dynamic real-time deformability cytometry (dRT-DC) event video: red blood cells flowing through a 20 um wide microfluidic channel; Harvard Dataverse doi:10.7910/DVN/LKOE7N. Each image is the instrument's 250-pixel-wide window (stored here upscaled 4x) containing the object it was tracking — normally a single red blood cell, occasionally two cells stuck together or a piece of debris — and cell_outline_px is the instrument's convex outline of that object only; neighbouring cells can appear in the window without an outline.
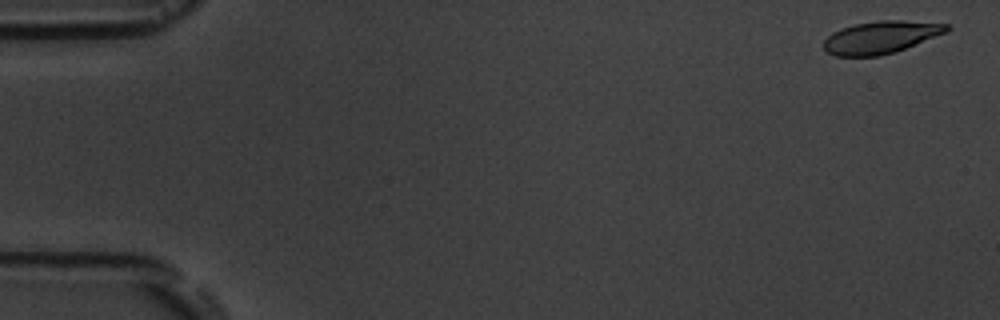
{"species": "common noctule bat (a hibernating species)", "species_latin": "Nyctalus noctula", "temperature_condition": "room temperature", "stored_images_in_passage": 15, "camera_frame_rate_fps": 3000, "um_per_image_px": 0.085, "animal": {"sex": "male", "body_mass_g": 19.5, "forearm_length_mm": 54.6}, "frame": {"image": 1, "passage_image": 1, "time_ms": 0.0, "image_size_px": [1000, 320], "cell_outline_px": [[952, 28], [948, 32], [896, 52], [880, 56], [836, 56], [828, 52], [824, 48], [824, 40], [832, 32], [840, 28], [852, 24], [880, 20], [900, 20], [948, 24]], "centroid_in_image_um": [74.89, 3.16], "position_along_channel_um": 10.1, "area_um2": 23.47}}
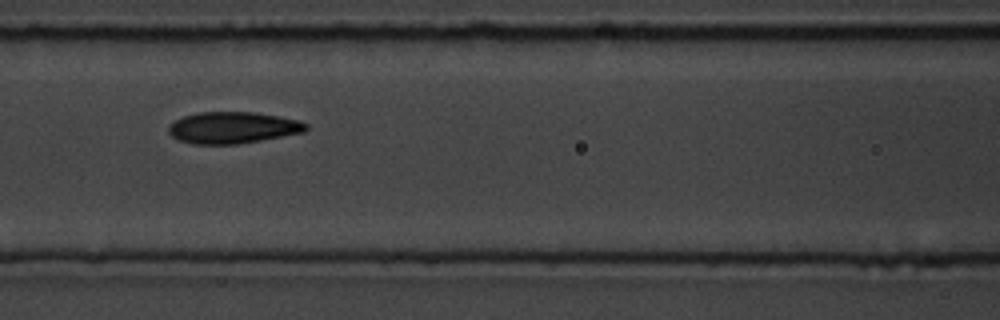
{"frame": {"image": 2, "passage_image": 7, "time_ms": 7.667, "image_size_px": [1000, 320], "cell_outline_px": [[308, 128], [304, 132], [260, 140], [236, 144], [192, 144], [180, 140], [172, 136], [168, 132], [168, 124], [184, 116], [196, 112], [256, 112], [280, 116], [300, 120], [308, 124]], "centroid_in_image_um": [19.79, 10.84], "position_along_channel_um": 146.8, "area_um2": 25.37}}
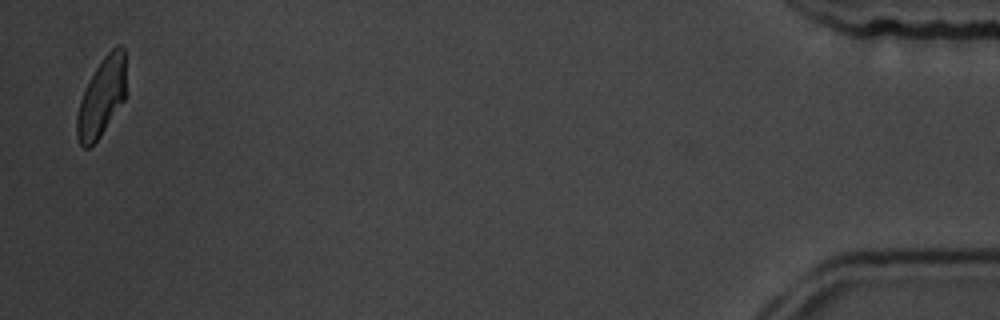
{"frame": {"image": 3, "passage_image": 15, "time_ms": 18.0, "image_size_px": [1000, 320], "cell_outline_px": [[128, 92], [124, 100], [100, 136], [88, 148], [84, 148], [80, 144], [76, 136], [76, 116], [80, 100], [88, 80], [100, 60], [116, 44], [120, 44], [124, 48]], "centroid_in_image_um": [8.67, 8.2], "position_along_channel_um": 426.5, "area_um2": 23.06}, "authors_computed_cell_mechanics": {"area_um2": 24.854, "velocity_mm_per_s": 3.5751, "shape_relaxation_time_tau1_ms": 6.252, "shape_relaxation_time_tau2_ms": 3.533, "deformation_change_tau1": 0.155, "deformation_change_tau2": 0.0604}}